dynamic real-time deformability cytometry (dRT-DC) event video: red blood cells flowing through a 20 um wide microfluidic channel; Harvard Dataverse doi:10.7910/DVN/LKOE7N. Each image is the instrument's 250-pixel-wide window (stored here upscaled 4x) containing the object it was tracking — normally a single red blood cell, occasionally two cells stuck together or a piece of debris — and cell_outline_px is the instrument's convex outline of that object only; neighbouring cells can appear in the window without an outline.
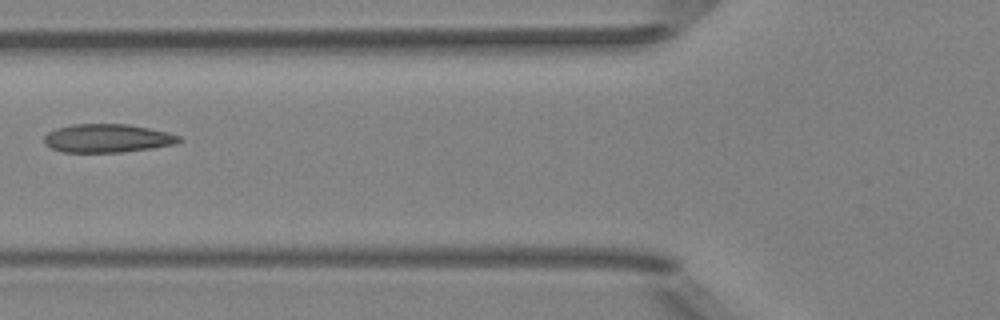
{"species": "Egyptian fruit bat (a non-hibernating species)", "species_latin": "Rousettus aegyptiacus", "temperature_condition": "room temperature", "stored_images_in_passage": 7, "camera_frame_rate_fps": 3000, "um_per_image_px": 0.085, "animal": {"sex": "female"}, "frame": {"image": 1, "passage_image": 6, "time_ms": 5.667, "image_size_px": [1000, 320], "cell_outline_px": [[184, 140], [176, 144], [152, 148], [120, 152], [64, 152], [52, 148], [44, 144], [44, 136], [48, 132], [56, 128], [72, 124], [128, 124], [168, 132], [180, 136]], "centroid_in_image_um": [9.14, 11.75], "position_along_channel_um": 116.7, "area_um2": 22.43}}
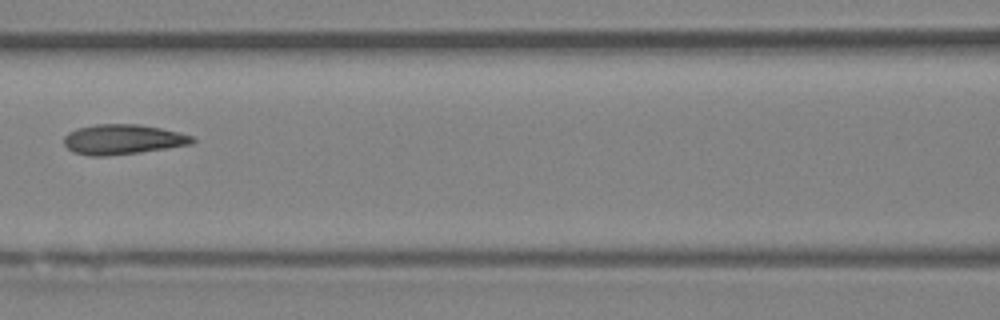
{"frame": {"image": 2, "passage_image": 7, "time_ms": 6.667, "image_size_px": [1000, 320], "cell_outline_px": [[196, 140], [192, 144], [168, 148], [140, 152], [108, 156], [88, 156], [72, 152], [64, 144], [64, 136], [68, 132], [76, 128], [96, 124], [140, 124], [180, 132], [196, 136]], "centroid_in_image_um": [10.45, 11.85], "position_along_channel_um": 156.2, "area_um2": 22.77}}